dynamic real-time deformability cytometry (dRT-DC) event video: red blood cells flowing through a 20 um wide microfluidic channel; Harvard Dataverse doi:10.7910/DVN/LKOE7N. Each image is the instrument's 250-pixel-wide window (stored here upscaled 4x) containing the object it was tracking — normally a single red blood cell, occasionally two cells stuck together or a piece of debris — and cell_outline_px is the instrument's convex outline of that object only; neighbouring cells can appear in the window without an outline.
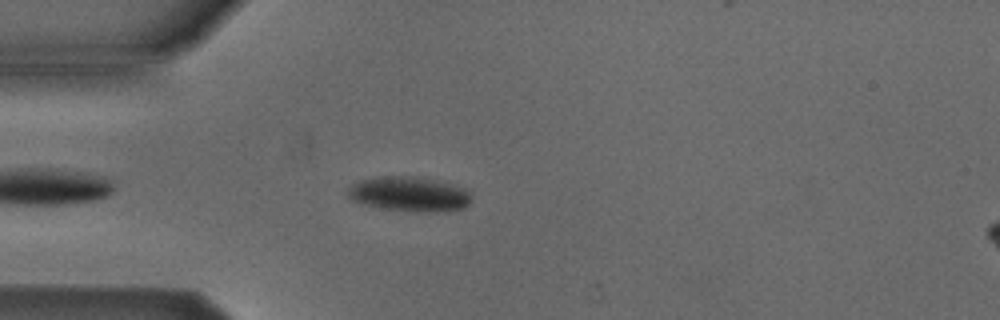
{"species": "Egyptian fruit bat (a non-hibernating species)", "species_latin": "Rousettus aegyptiacus", "temperature_condition": "cold", "stored_images_in_passage": 43, "camera_frame_rate_fps": 3000, "um_per_image_px": 0.085, "animal": {"sex": "male"}, "frame": {"image": 1, "passage_image": 4, "time_ms": 1.0, "image_size_px": [1000, 320], "cell_outline_px": [[472, 200], [464, 208], [436, 212], [416, 212], [384, 208], [352, 200], [344, 192], [352, 184], [360, 180], [376, 176], [416, 176], [464, 188], [472, 196]], "centroid_in_image_um": [34.76, 16.49], "position_along_channel_um": 50.2, "area_um2": 24.91}}
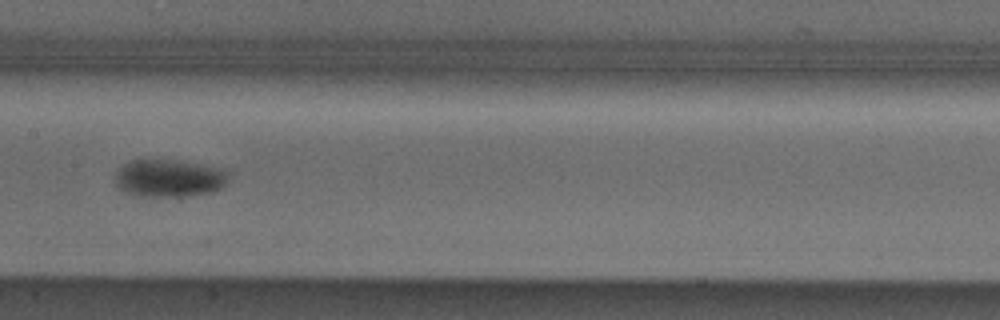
{"frame": {"image": 2, "passage_image": 16, "time_ms": 5.0, "image_size_px": [1000, 320], "cell_outline_px": [[228, 180], [220, 188], [212, 192], [192, 196], [136, 196], [120, 188], [116, 184], [116, 172], [124, 164], [132, 160], [172, 160], [228, 168]], "centroid_in_image_um": [14.43, 15.14], "position_along_channel_um": 193.0, "area_um2": 24.85}}
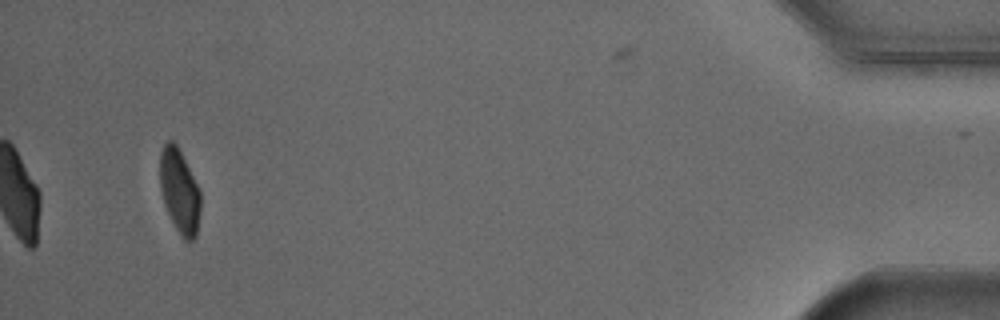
{"frame": {"image": 3, "passage_image": 40, "time_ms": 13.0, "image_size_px": [1000, 320], "cell_outline_px": [[200, 212], [196, 236], [192, 240], [184, 240], [180, 236], [164, 204], [160, 188], [160, 152], [164, 144], [168, 140], [172, 140], [176, 144], [200, 192]], "centroid_in_image_um": [15.24, 16.27], "position_along_channel_um": 420.0, "area_um2": 19.54}, "authors_computed_cell_mechanics": {"area_um2": 23.698, "velocity_mm_per_s": 3.8554, "shape_relaxation_time_tau1_ms": 4.4749, "shape_relaxation_time_tau2_ms": 5.908, "deformation_change_tau1": 0.0982, "deformation_change_tau2": 0.0591}}